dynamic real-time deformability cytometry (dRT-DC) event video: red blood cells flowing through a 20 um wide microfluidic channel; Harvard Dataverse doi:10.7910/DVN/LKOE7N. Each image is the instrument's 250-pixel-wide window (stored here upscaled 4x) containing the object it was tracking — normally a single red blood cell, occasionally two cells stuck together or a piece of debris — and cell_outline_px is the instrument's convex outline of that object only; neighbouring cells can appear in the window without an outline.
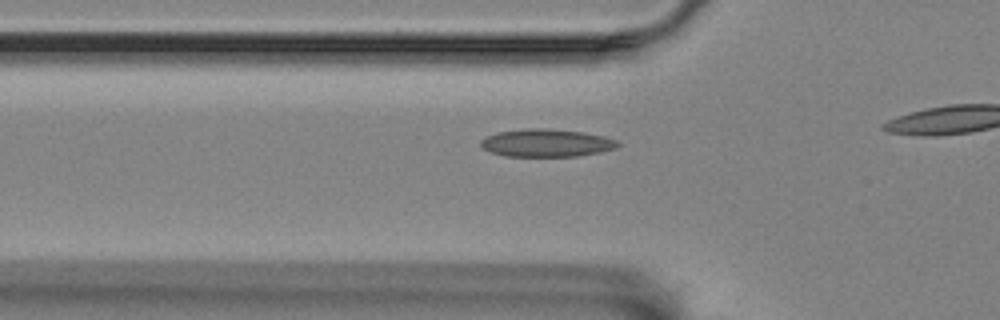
{"species": "Egyptian fruit bat (a non-hibernating species)", "species_latin": "Rousettus aegyptiacus", "temperature_condition": "room temperature", "stored_images_in_passage": 15, "camera_frame_rate_fps": 3000, "um_per_image_px": 0.085, "animal": {"sex": "female"}, "frame": {"image": 1, "passage_image": 9, "time_ms": 2.667, "image_size_px": [1000, 320], "cell_outline_px": [[620, 144], [616, 148], [600, 152], [576, 156], [504, 156], [492, 152], [484, 148], [480, 144], [480, 140], [496, 132], [524, 128], [548, 128], [584, 132], [604, 136], [616, 140]], "centroid_in_image_um": [46.45, 12.14], "position_along_channel_um": 79.3, "area_um2": 22.2}}
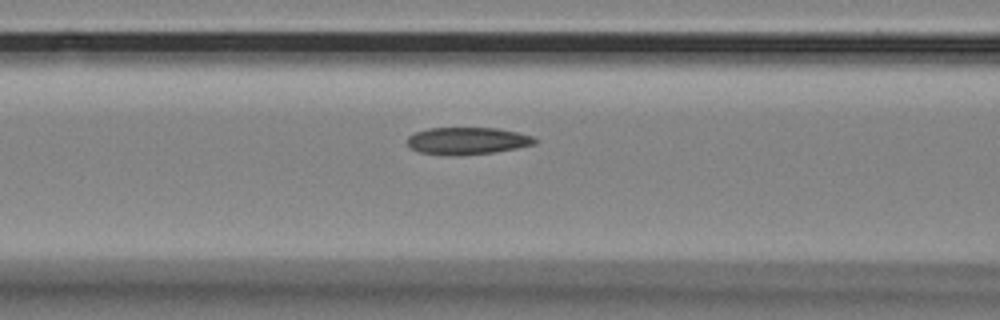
{"frame": {"image": 2, "passage_image": 13, "time_ms": 4.0, "image_size_px": [1000, 320], "cell_outline_px": [[540, 140], [536, 144], [496, 152], [420, 152], [412, 148], [408, 144], [408, 136], [416, 132], [428, 128], [496, 128], [516, 132], [532, 136]], "centroid_in_image_um": [39.81, 11.91], "position_along_channel_um": 126.8, "area_um2": 19.07}}